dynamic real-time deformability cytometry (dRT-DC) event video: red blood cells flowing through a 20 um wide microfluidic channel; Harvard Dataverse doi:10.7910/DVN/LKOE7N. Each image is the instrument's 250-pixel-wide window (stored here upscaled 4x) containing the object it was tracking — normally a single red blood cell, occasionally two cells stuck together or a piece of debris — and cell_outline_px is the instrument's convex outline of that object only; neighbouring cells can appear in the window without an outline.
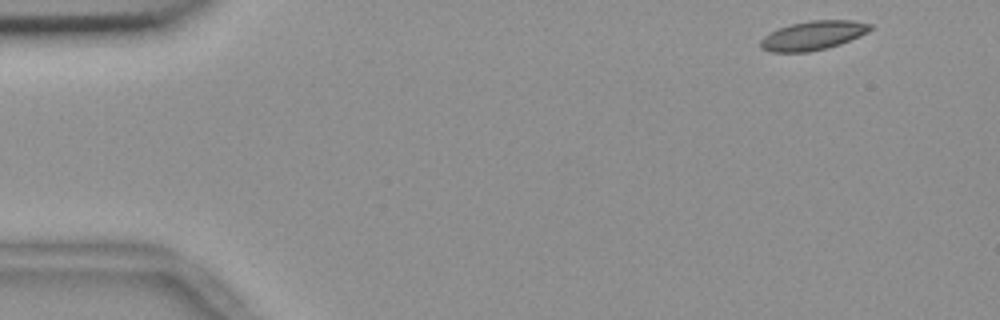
{"species": "common noctule bat (a hibernating species)", "species_latin": "Nyctalus noctula", "temperature_condition": "room temperature", "stored_images_in_passage": 52, "camera_frame_rate_fps": 3000, "um_per_image_px": 0.085, "animal": {"sex": "female", "body_mass_g": 18.4}, "frame": {"image": 1, "passage_image": 1, "time_ms": 0.0, "image_size_px": [1000, 320], "cell_outline_px": [[872, 28], [868, 32], [860, 36], [840, 44], [828, 48], [808, 52], [768, 52], [760, 48], [760, 40], [764, 36], [780, 28], [792, 24], [812, 20], [852, 20], [872, 24]], "centroid_in_image_um": [69.12, 3.03], "position_along_channel_um": 15.9, "area_um2": 18.55}}
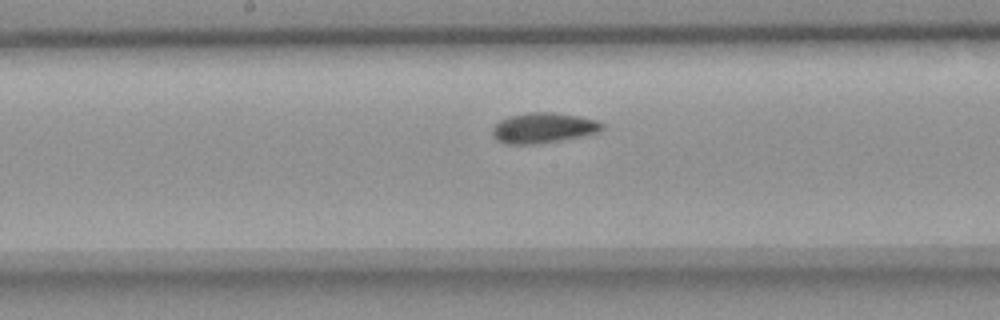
{"frame": {"image": 2, "passage_image": 25, "time_ms": 8.0, "image_size_px": [1000, 320], "cell_outline_px": [[604, 128], [600, 132], [560, 140], [536, 144], [508, 144], [496, 140], [492, 136], [492, 128], [500, 120], [508, 116], [528, 112], [552, 112], [580, 116], [600, 120], [604, 124]], "centroid_in_image_um": [46.2, 10.86], "position_along_channel_um": 202.0, "area_um2": 19.59}}
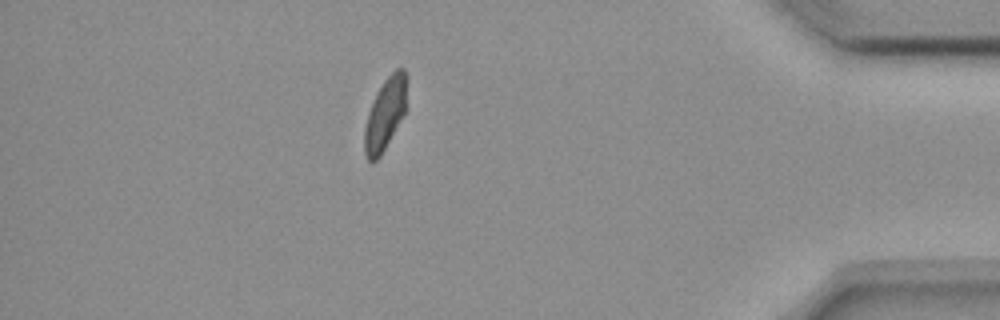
{"frame": {"image": 3, "passage_image": 45, "time_ms": 14.667, "image_size_px": [1000, 320], "cell_outline_px": [[408, 108], [380, 156], [376, 160], [368, 160], [364, 152], [364, 128], [368, 112], [384, 80], [396, 68], [404, 68], [408, 76]], "centroid_in_image_um": [32.8, 9.62], "position_along_channel_um": 402.4, "area_um2": 18.03}, "authors_computed_cell_mechanics": {"area_um2": 18.6694, "velocity_mm_per_s": 3.6524, "shape_relaxation_time_tau1_ms": 4.0769, "shape_relaxation_time_tau2_ms": 2.2302, "deformation_change_tau1": 0.1154, "deformation_change_tau2": 0.068}}